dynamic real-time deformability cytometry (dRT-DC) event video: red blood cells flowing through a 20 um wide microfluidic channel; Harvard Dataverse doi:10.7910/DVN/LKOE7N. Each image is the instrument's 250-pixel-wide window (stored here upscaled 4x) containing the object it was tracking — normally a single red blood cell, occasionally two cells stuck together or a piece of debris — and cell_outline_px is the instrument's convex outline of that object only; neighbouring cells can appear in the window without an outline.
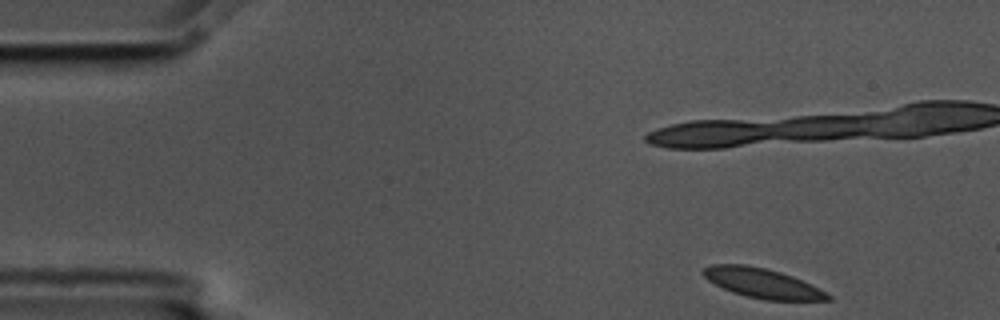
{"species": "common noctule bat (a hibernating species)", "species_latin": "Nyctalus noctula", "temperature_condition": "cold", "stored_images_in_passage": 53, "camera_frame_rate_fps": 3000, "um_per_image_px": 0.085, "animal": {"sex": "male", "body_mass_g": 17.5, "forearm_length_mm": 52.3}, "frame": {"image": 1, "passage_image": 1, "time_ms": 0.0, "image_size_px": [1000, 320], "cell_outline_px": [[832, 300], [764, 300], [744, 296], [732, 292], [708, 280], [700, 272], [704, 268], [712, 264], [744, 264], [764, 268], [780, 272], [792, 276], [832, 296]], "centroid_in_image_um": [64.74, 24.07], "position_along_channel_um": 20.3, "area_um2": 21.21}, "authors_computed_cell_mechanics": {"area_um2": 21.964, "velocity_mm_per_s": 3.507, "shape_relaxation_time_tau1_ms": 3.9618, "shape_relaxation_time_tau2_ms": 1.0588, "deformation_change_tau1": 0.0711, "deformation_change_tau2": 0.0466}}